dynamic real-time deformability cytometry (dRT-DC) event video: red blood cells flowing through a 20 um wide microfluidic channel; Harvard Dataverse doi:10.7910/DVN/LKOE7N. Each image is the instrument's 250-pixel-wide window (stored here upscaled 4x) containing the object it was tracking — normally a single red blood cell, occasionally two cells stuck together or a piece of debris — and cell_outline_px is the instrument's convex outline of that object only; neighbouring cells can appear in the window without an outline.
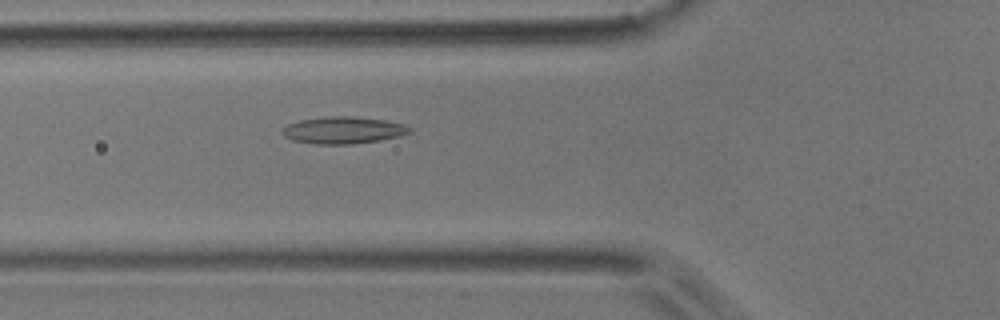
{"species": "common noctule bat (a hibernating species)", "species_latin": "Nyctalus noctula", "temperature_condition": "room temperature", "stored_images_in_passage": 48, "camera_frame_rate_fps": 3000, "um_per_image_px": 0.085, "animal": {"sex": "male", "body_mass_g": 17.9}, "frame": {"image": 1, "passage_image": 19, "time_ms": 6.0, "image_size_px": [1000, 320], "cell_outline_px": [[412, 132], [400, 136], [380, 140], [352, 144], [316, 144], [292, 140], [284, 136], [280, 132], [288, 124], [300, 120], [328, 116], [352, 116], [384, 120], [404, 124], [412, 128]], "centroid_in_image_um": [29.19, 11.07], "position_along_channel_um": 96.6, "area_um2": 20.06}}
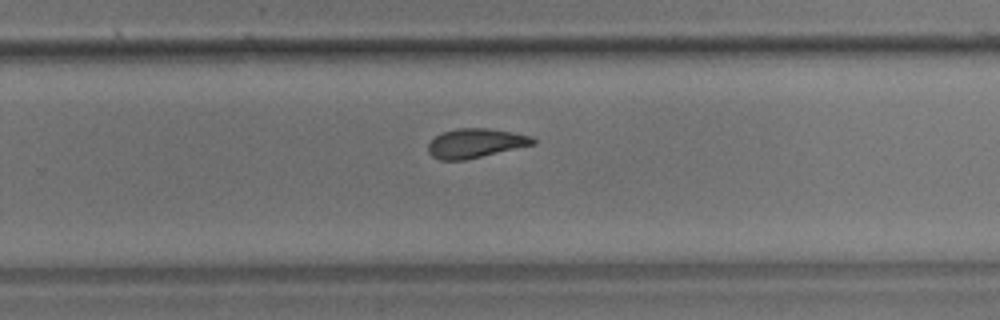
{"frame": {"image": 2, "passage_image": 34, "time_ms": 11.0, "image_size_px": [1000, 320], "cell_outline_px": [[536, 144], [464, 160], [440, 160], [432, 156], [428, 152], [428, 144], [440, 132], [460, 128], [488, 128], [512, 132], [532, 136], [536, 140]], "centroid_in_image_um": [40.42, 12.17], "position_along_channel_um": 289.4, "area_um2": 17.86}}
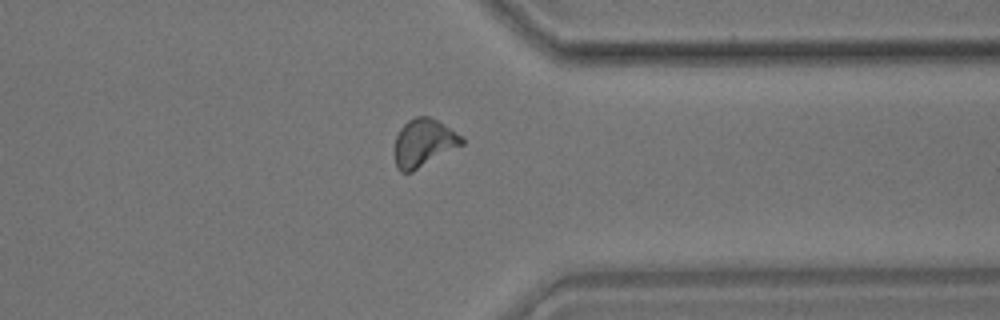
{"frame": {"image": 3, "passage_image": 41, "time_ms": 13.333, "image_size_px": [1000, 320], "cell_outline_px": [[464, 144], [412, 172], [400, 172], [396, 168], [392, 152], [396, 136], [400, 128], [408, 120], [416, 116], [428, 116], [436, 120], [464, 136]], "centroid_in_image_um": [35.97, 12.16], "position_along_channel_um": 375.4, "area_um2": 19.07}, "authors_computed_cell_mechanics": {"area_um2": 18.3226, "velocity_mm_per_s": 3.8465, "shape_relaxation_time_tau1_ms": 9.4405, "shape_relaxation_time_tau2_ms": 3.3312, "deformation_change_tau1": 0.2091, "deformation_change_tau2": 0.0991}}